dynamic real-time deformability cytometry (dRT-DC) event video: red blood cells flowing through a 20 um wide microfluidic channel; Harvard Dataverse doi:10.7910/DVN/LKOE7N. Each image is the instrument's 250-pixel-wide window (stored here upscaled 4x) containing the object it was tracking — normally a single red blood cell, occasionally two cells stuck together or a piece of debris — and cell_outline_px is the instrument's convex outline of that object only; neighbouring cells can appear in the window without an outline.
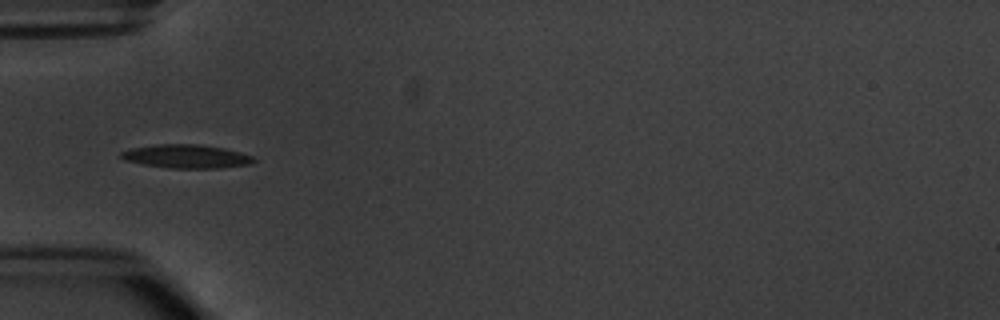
{"species": "common noctule bat (a hibernating species)", "species_latin": "Nyctalus noctula", "temperature_condition": "warm", "stored_images_in_passage": 7, "camera_frame_rate_fps": 3000, "um_per_image_px": 0.085, "animal": {"sex": "male", "body_mass_g": 20.1, "forearm_length_mm": 53.5}, "frame": {"image": 1, "passage_image": 5, "time_ms": 4.667, "image_size_px": [1000, 320], "cell_outline_px": [[256, 160], [252, 164], [220, 168], [168, 168], [144, 164], [124, 160], [120, 156], [120, 152], [132, 148], [156, 144], [196, 144], [224, 148], [240, 152], [252, 156]], "centroid_in_image_um": [15.85, 13.29], "position_along_channel_um": 69.1, "area_um2": 18.21}}